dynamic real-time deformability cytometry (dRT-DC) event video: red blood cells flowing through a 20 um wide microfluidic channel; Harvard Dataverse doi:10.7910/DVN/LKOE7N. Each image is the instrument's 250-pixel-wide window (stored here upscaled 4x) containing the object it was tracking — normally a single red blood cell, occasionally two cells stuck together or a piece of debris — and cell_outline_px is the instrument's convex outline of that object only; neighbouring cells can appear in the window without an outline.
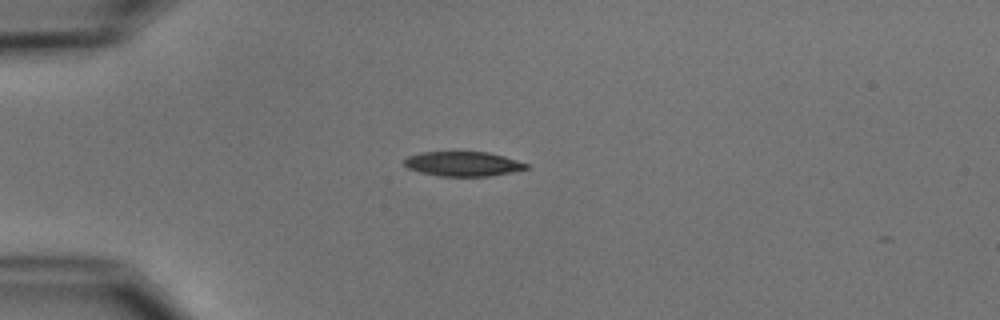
{"species": "common noctule bat (a hibernating species)", "species_latin": "Nyctalus noctula", "temperature_condition": "cold", "stored_images_in_passage": 5, "camera_frame_rate_fps": 3000, "um_per_image_px": 0.085, "animal": {"sex": "male", "body_mass_g": 15.6}, "frame": {"image": 1, "passage_image": 1, "time_ms": 0.0, "image_size_px": [1000, 320], "cell_outline_px": [[528, 168], [488, 176], [440, 176], [420, 172], [408, 168], [404, 164], [404, 160], [408, 156], [420, 152], [452, 148], [488, 152], [504, 156], [528, 164]], "centroid_in_image_um": [39.27, 13.86], "position_along_channel_um": 45.7, "area_um2": 18.26}}